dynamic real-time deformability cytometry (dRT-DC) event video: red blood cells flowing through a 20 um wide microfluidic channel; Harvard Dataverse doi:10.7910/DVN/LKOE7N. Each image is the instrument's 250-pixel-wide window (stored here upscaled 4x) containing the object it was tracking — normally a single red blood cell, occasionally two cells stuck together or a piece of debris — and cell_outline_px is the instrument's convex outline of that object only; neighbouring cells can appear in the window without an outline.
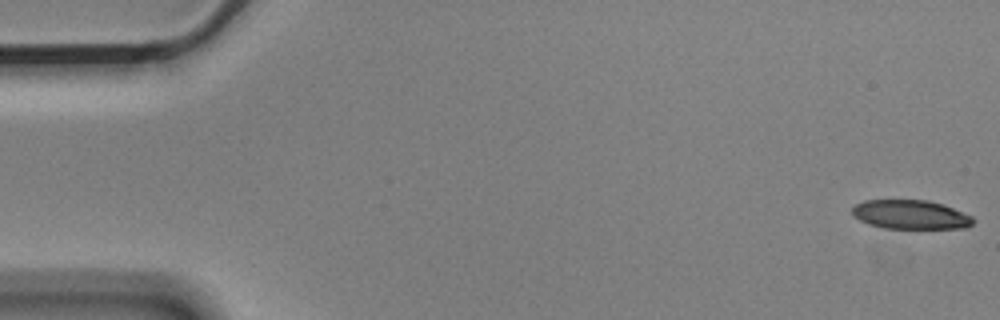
{"species": "Egyptian fruit bat (a non-hibernating species)", "species_latin": "Rousettus aegyptiacus", "temperature_condition": "cold", "stored_images_in_passage": 5, "camera_frame_rate_fps": 3000, "um_per_image_px": 0.085, "animal": {"sex": "male"}, "frame": {"image": 1, "passage_image": 1, "time_ms": 0.0, "image_size_px": [1000, 320], "cell_outline_px": [[976, 220], [968, 228], [884, 228], [868, 224], [852, 216], [852, 208], [856, 204], [864, 200], [928, 200], [944, 204], [972, 216]], "centroid_in_image_um": [77.41, 18.24], "position_along_channel_um": 7.6, "area_um2": 20.63}}
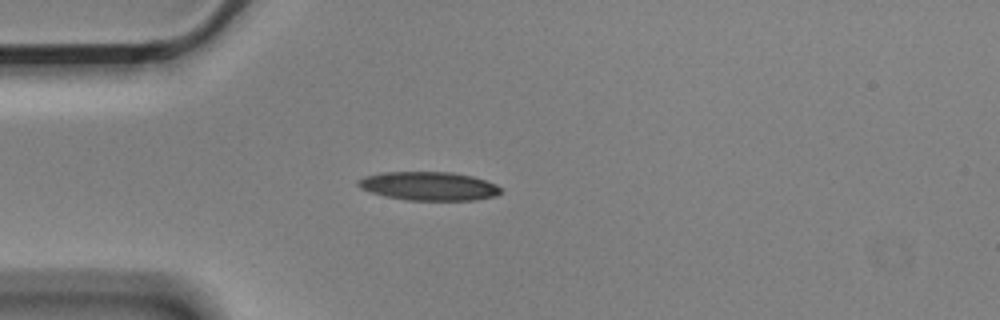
{"frame": {"image": 2, "passage_image": 5, "time_ms": 1.333, "image_size_px": [1000, 320], "cell_outline_px": [[500, 192], [496, 196], [476, 200], [404, 200], [384, 196], [360, 188], [356, 184], [356, 180], [364, 176], [380, 172], [452, 172], [472, 176], [496, 184], [500, 188]], "centroid_in_image_um": [36.41, 15.81], "position_along_channel_um": 48.6, "area_um2": 23.93}}